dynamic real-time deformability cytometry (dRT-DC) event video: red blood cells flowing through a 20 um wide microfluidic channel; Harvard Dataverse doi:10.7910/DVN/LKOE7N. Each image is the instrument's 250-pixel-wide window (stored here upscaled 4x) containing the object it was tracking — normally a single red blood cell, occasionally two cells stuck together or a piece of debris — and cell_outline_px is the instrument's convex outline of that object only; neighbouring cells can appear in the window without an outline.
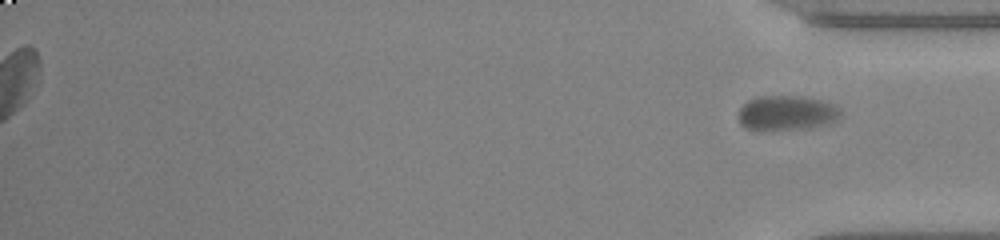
{"species": "common noctule bat (a hibernating species)", "species_latin": "Nyctalus noctula", "temperature_condition": "warm", "stored_images_in_passage": 41, "segment_of_instrument_passage": [2, 2], "camera_frame_rate_fps": 3000, "um_per_image_px": 0.085, "animal": {"sex": "male", "body_mass_g": 20.0, "forearm_length_mm": 53.3}, "frame": {"image": 1, "passage_image": 41, "time_ms": 13.333, "image_size_px": [1000, 240], "cell_outline_px": [[840, 116], [836, 120], [828, 124], [808, 128], [764, 132], [760, 132], [744, 128], [740, 124], [740, 108], [748, 100], [756, 96], [804, 96], [820, 100], [832, 104], [840, 108]], "centroid_in_image_um": [66.83, 9.63], "position_along_channel_um": 368.4, "area_um2": 21.21}}